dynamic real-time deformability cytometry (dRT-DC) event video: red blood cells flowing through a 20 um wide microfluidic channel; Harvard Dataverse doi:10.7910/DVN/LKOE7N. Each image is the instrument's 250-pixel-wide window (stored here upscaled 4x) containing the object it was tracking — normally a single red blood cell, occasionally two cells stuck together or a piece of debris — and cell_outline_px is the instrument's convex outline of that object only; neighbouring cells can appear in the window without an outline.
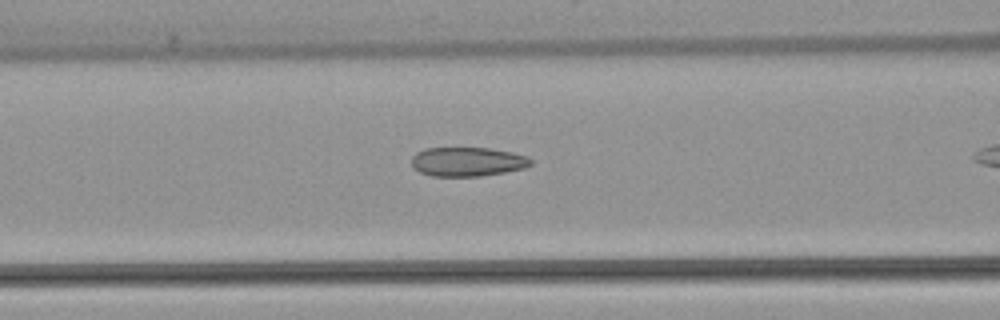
{"species": "common noctule bat (a hibernating species)", "species_latin": "Nyctalus noctula", "temperature_condition": "warm", "stored_images_in_passage": 20, "camera_frame_rate_fps": 3000, "um_per_image_px": 0.085, "animal": {"sex": "female", "body_mass_g": 22.7, "forearm_length_mm": 54.2}, "frame": {"image": 1, "passage_image": 9, "time_ms": 2.667, "image_size_px": [1000, 320], "cell_outline_px": [[532, 164], [524, 168], [504, 172], [480, 176], [432, 176], [420, 172], [412, 168], [412, 156], [416, 152], [424, 148], [488, 148], [512, 152], [528, 156], [532, 160]], "centroid_in_image_um": [39.72, 13.74], "position_along_channel_um": 126.9, "area_um2": 20.35}}
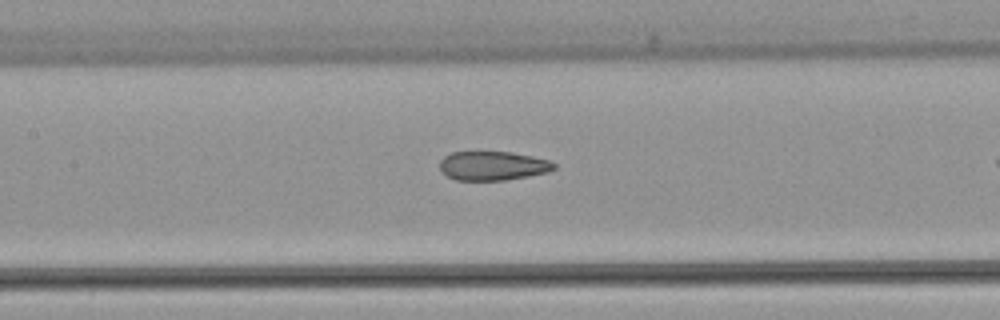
{"frame": {"image": 2, "passage_image": 12, "time_ms": 3.667, "image_size_px": [1000, 320], "cell_outline_px": [[556, 168], [548, 172], [528, 176], [504, 180], [456, 180], [448, 176], [440, 168], [440, 160], [444, 156], [452, 152], [512, 152], [532, 156], [548, 160], [556, 164]], "centroid_in_image_um": [41.9, 14.09], "position_along_channel_um": 165.5, "area_um2": 19.25}}
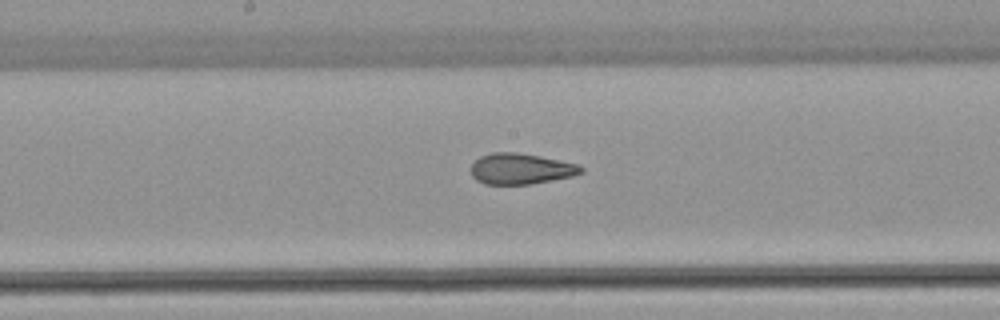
{"frame": {"image": 3, "passage_image": 15, "time_ms": 4.667, "image_size_px": [1000, 320], "cell_outline_px": [[584, 172], [572, 176], [552, 180], [528, 184], [484, 184], [476, 180], [472, 176], [472, 164], [480, 156], [492, 152], [516, 152], [540, 156], [580, 164], [584, 168]], "centroid_in_image_um": [44.29, 14.34], "position_along_channel_um": 203.9, "area_um2": 19.83}}